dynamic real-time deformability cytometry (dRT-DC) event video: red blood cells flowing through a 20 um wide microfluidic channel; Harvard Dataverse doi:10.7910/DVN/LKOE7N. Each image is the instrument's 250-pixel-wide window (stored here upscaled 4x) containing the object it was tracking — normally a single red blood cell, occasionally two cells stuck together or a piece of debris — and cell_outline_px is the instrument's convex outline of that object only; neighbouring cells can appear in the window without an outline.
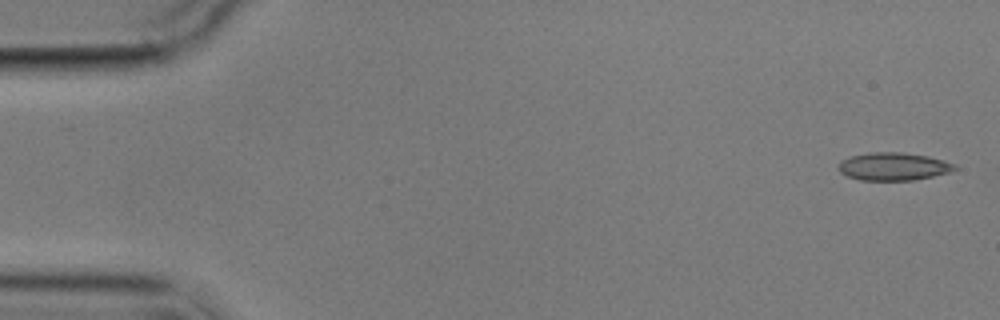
{"species": "common noctule bat (a hibernating species)", "species_latin": "Nyctalus noctula", "temperature_condition": "cold", "stored_images_in_passage": 4, "camera_frame_rate_fps": 3000, "um_per_image_px": 0.085, "animal": {"sex": "male", "body_mass_g": 17.9}, "frame": {"image": 1, "passage_image": 1, "time_ms": 0.0, "image_size_px": [1000, 320], "cell_outline_px": [[956, 168], [948, 172], [932, 176], [912, 180], [860, 180], [848, 176], [840, 172], [840, 160], [852, 156], [872, 152], [900, 152], [928, 156], [944, 160], [956, 164]], "centroid_in_image_um": [75.95, 14.14], "position_along_channel_um": 9.1, "area_um2": 18.61}}
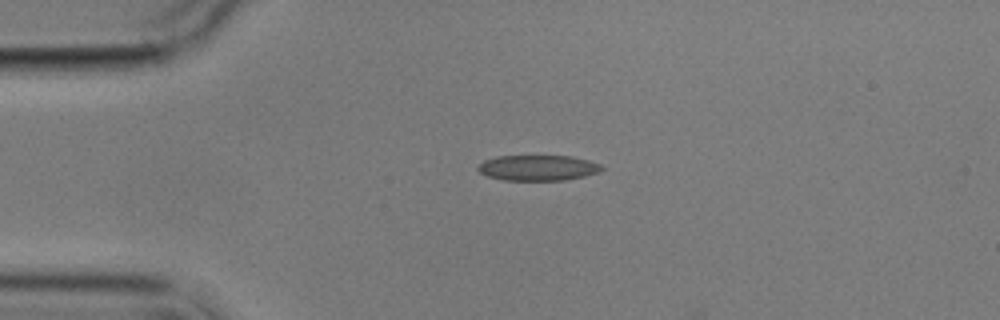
{"frame": {"image": 2, "passage_image": 3, "time_ms": 3.667, "image_size_px": [1000, 320], "cell_outline_px": [[604, 168], [596, 172], [584, 176], [564, 180], [504, 180], [488, 176], [480, 172], [476, 168], [484, 160], [496, 156], [572, 156], [588, 160], [600, 164]], "centroid_in_image_um": [45.7, 14.26], "position_along_channel_um": 39.3, "area_um2": 18.26}}